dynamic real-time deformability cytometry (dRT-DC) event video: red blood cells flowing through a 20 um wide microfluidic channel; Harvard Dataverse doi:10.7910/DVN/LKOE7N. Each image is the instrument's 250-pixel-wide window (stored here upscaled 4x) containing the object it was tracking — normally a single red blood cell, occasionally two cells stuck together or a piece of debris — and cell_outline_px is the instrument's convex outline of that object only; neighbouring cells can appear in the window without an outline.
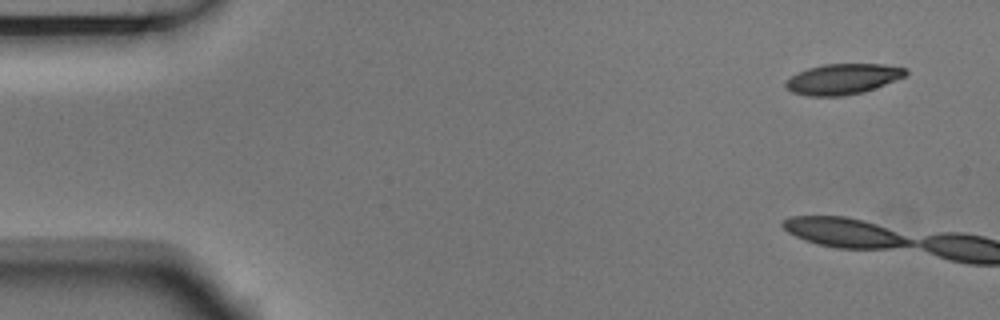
{"species": "Egyptian fruit bat (a non-hibernating species)", "species_latin": "Rousettus aegyptiacus", "temperature_condition": "room temperature", "stored_images_in_passage": 6, "camera_frame_rate_fps": 3000, "um_per_image_px": 0.085, "animal": {"sex": "male"}, "frame": {"image": 1, "passage_image": 1, "time_ms": 0.0, "image_size_px": [1000, 320], "cell_outline_px": [[908, 72], [904, 76], [876, 88], [864, 92], [844, 96], [808, 96], [792, 92], [784, 84], [784, 80], [808, 68], [824, 64], [884, 64], [908, 68]], "centroid_in_image_um": [71.65, 6.72], "position_along_channel_um": 13.4, "area_um2": 21.39}}
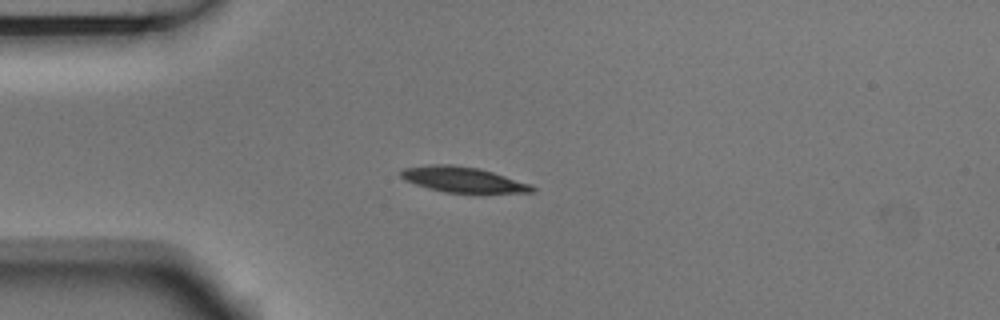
{"frame": {"image": 2, "passage_image": 5, "time_ms": 1.333, "image_size_px": [1000, 320], "cell_outline_px": [[536, 192], [444, 192], [428, 188], [404, 180], [400, 176], [400, 172], [404, 168], [432, 164], [452, 164], [480, 168], [532, 184], [536, 188]], "centroid_in_image_um": [39.35, 15.25], "position_along_channel_um": 45.6, "area_um2": 19.36}}
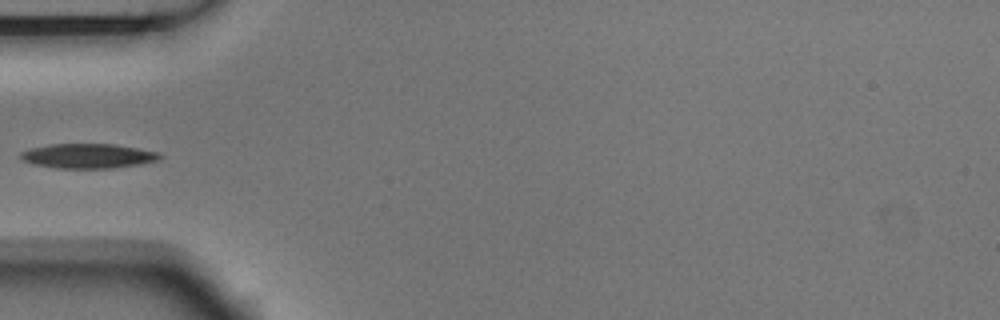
{"frame": {"image": 3, "passage_image": 6, "time_ms": 1.667, "image_size_px": [1000, 320], "cell_outline_px": [[164, 156], [160, 160], [140, 164], [112, 168], [56, 168], [32, 164], [20, 160], [20, 152], [32, 148], [52, 144], [112, 144], [160, 152]], "centroid_in_image_um": [7.49, 13.26], "position_along_channel_um": 77.5, "area_um2": 20.06}}